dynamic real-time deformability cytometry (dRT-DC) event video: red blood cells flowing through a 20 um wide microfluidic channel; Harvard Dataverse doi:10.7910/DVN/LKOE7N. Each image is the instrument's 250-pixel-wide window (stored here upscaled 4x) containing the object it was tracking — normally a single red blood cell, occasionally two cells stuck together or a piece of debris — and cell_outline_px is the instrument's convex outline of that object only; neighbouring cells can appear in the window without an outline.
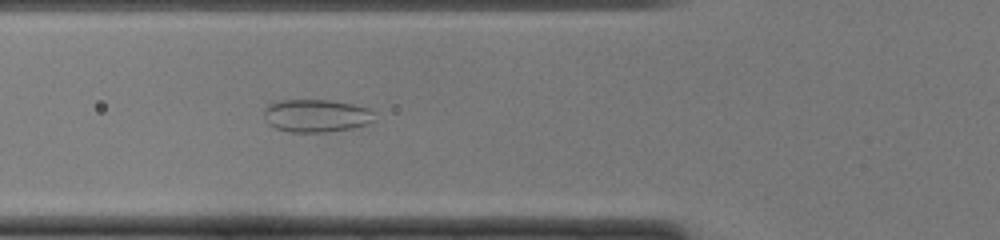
{"species": "common noctule bat (a hibernating species)", "species_latin": "Nyctalus noctula", "temperature_condition": "cold", "stored_images_in_passage": 33, "camera_frame_rate_fps": 3000, "um_per_image_px": 0.085, "animal": {"sex": "female", "body_mass_g": 22.0, "forearm_length_mm": 56.7}, "frame": {"image": 1, "passage_image": 6, "time_ms": 1.667, "image_size_px": [1000, 240], "cell_outline_px": [[376, 120], [368, 124], [352, 128], [324, 132], [288, 132], [276, 128], [268, 124], [264, 116], [264, 112], [268, 104], [280, 100], [328, 100], [352, 104], [368, 108], [372, 112]], "centroid_in_image_um": [26.88, 9.84], "position_along_channel_um": 98.9, "area_um2": 21.15}}
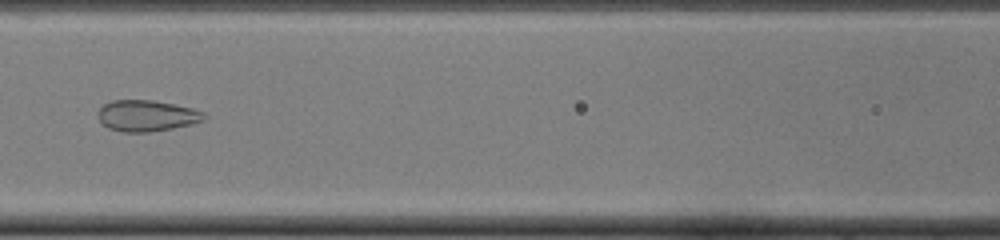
{"frame": {"image": 2, "passage_image": 10, "time_ms": 3.0, "image_size_px": [1000, 240], "cell_outline_px": [[208, 116], [204, 120], [192, 124], [172, 128], [148, 132], [124, 132], [108, 128], [100, 120], [96, 112], [104, 104], [112, 100], [152, 100], [192, 108], [204, 112]], "centroid_in_image_um": [12.48, 9.83], "position_along_channel_um": 154.1, "area_um2": 19.25}, "authors_computed_cell_mechanics": {"area_um2": 21.1548, "velocity_mm_per_s": 4.136, "shape_relaxation_time_tau1_ms": null, "shape_relaxation_time_tau2_ms": 1.0553, "deformation_change_tau1": null, "deformation_change_tau2": 0.0753}}